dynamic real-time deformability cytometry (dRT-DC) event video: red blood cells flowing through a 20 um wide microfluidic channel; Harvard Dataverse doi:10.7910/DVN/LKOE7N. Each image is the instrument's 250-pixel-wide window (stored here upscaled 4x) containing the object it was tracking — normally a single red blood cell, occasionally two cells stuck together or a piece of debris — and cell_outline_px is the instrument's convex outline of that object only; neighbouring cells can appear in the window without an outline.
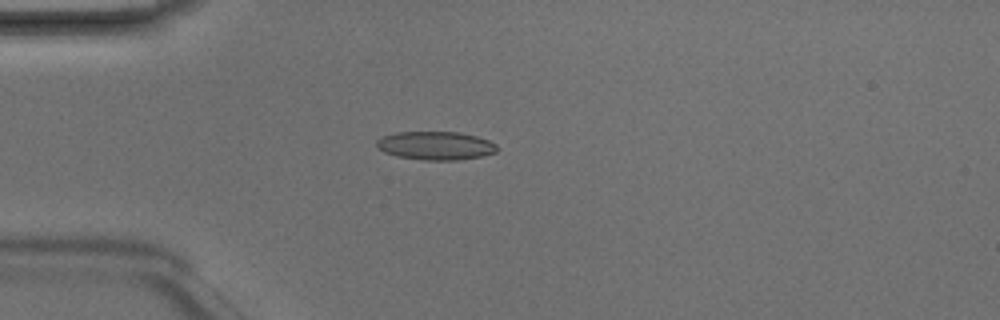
{"species": "Egyptian fruit bat (a non-hibernating species)", "species_latin": "Rousettus aegyptiacus", "temperature_condition": "room temperature", "stored_images_in_passage": 2, "camera_frame_rate_fps": 3000, "um_per_image_px": 0.085, "animal": {"sex": "male"}, "frame": {"image": 1, "passage_image": 2, "time_ms": 0.333, "image_size_px": [1000, 320], "cell_outline_px": [[496, 152], [480, 156], [456, 160], [424, 160], [396, 156], [384, 152], [376, 148], [376, 140], [384, 136], [396, 132], [460, 132], [476, 136], [488, 140], [496, 144]], "centroid_in_image_um": [36.99, 12.38], "position_along_channel_um": 48.0, "area_um2": 19.88}}